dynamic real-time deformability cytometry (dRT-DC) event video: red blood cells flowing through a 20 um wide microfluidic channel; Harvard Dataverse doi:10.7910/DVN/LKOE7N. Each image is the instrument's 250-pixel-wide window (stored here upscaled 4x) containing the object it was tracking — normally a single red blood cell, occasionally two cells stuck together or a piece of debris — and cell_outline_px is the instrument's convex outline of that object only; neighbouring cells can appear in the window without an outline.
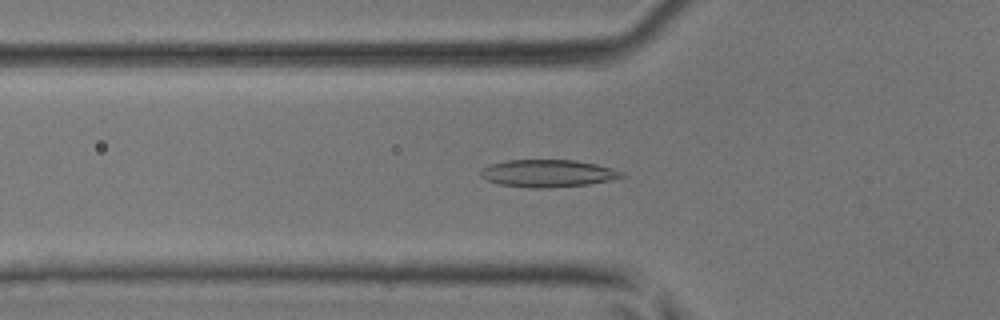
{"species": "common noctule bat (a hibernating species)", "species_latin": "Nyctalus noctula", "temperature_condition": "room temperature", "stored_images_in_passage": 46, "camera_frame_rate_fps": 3000, "um_per_image_px": 0.085, "animal": {"sex": "male", "body_mass_g": 17.9, "forearm_length_mm": 54.2}, "frame": {"image": 1, "passage_image": 16, "time_ms": 5.0, "image_size_px": [1000, 320], "cell_outline_px": [[628, 176], [588, 184], [548, 188], [532, 188], [500, 184], [488, 180], [480, 176], [480, 172], [488, 164], [504, 160], [576, 160], [596, 164], [612, 168], [624, 172]], "centroid_in_image_um": [46.58, 14.73], "position_along_channel_um": 79.2, "area_um2": 22.54}}
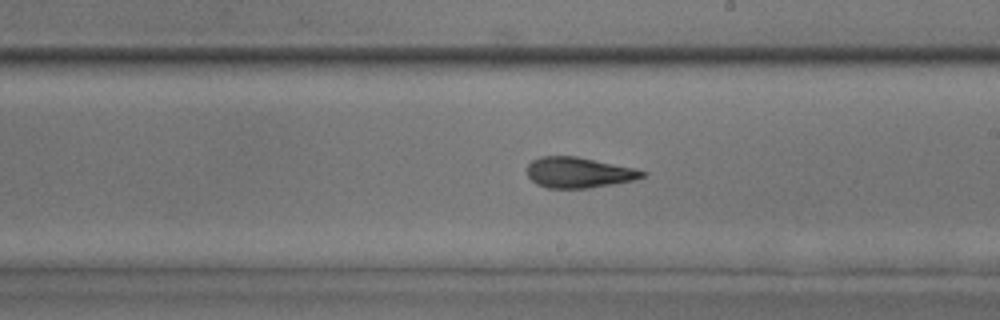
{"frame": {"image": 2, "passage_image": 27, "time_ms": 8.667, "image_size_px": [1000, 320], "cell_outline_px": [[648, 172], [644, 176], [632, 180], [612, 184], [588, 188], [548, 188], [536, 184], [528, 176], [528, 164], [532, 160], [540, 156], [576, 156], [636, 168]], "centroid_in_image_um": [49.19, 14.66], "position_along_channel_um": 239.8, "area_um2": 20.52}}
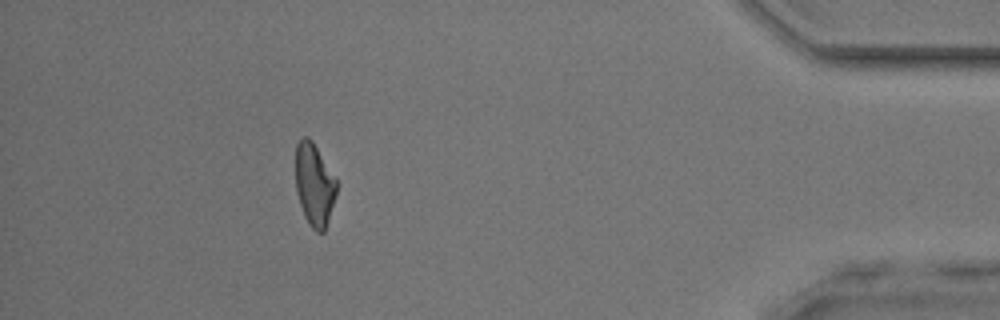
{"frame": {"image": 3, "passage_image": 42, "time_ms": 13.667, "image_size_px": [1000, 320], "cell_outline_px": [[336, 192], [328, 220], [324, 232], [316, 232], [308, 224], [304, 216], [296, 192], [296, 144], [304, 136], [308, 136], [312, 140], [336, 176]], "centroid_in_image_um": [26.71, 15.67], "position_along_channel_um": 408.5, "area_um2": 19.77}}